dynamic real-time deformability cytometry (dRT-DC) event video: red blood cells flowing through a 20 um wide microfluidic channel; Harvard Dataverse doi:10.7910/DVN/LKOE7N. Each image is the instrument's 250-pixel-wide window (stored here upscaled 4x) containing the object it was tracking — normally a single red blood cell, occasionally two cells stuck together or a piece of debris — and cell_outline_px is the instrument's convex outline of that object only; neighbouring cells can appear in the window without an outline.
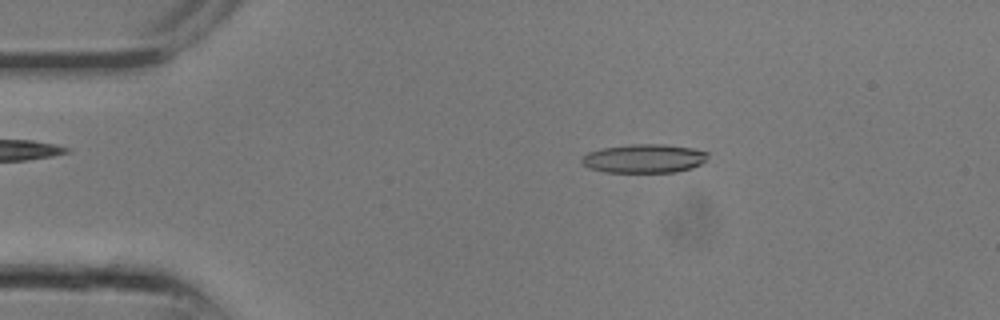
{"species": "common noctule bat (a hibernating species)", "species_latin": "Nyctalus noctula", "temperature_condition": "room temperature", "stored_images_in_passage": 7, "camera_frame_rate_fps": 3000, "um_per_image_px": 0.085, "animal": {"sex": "male", "body_mass_g": 13.3}, "frame": {"image": 1, "passage_image": 4, "time_ms": 1.0, "image_size_px": [1000, 320], "cell_outline_px": [[708, 152], [704, 160], [700, 164], [692, 168], [676, 172], [604, 172], [588, 168], [580, 160], [588, 152], [600, 148], [632, 144], [664, 144], [692, 148]], "centroid_in_image_um": [54.72, 13.47], "position_along_channel_um": 30.3, "area_um2": 21.1}}